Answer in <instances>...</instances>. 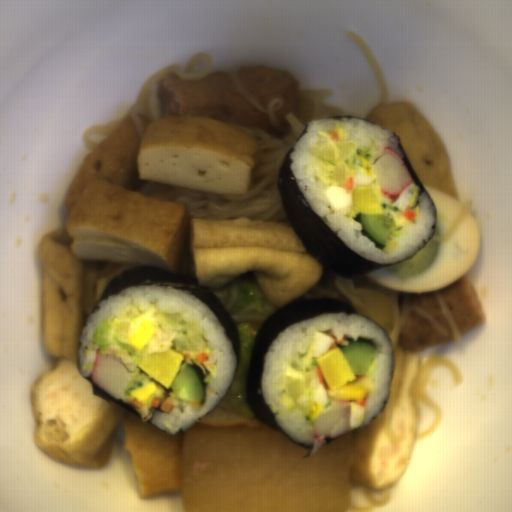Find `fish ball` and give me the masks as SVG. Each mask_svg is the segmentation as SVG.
<instances>
[{"mask_svg": "<svg viewBox=\"0 0 512 512\" xmlns=\"http://www.w3.org/2000/svg\"><path fill=\"white\" fill-rule=\"evenodd\" d=\"M253 132L189 113L149 122L138 147L137 176L193 190L239 195L251 184Z\"/></svg>", "mask_w": 512, "mask_h": 512, "instance_id": "fish-ball-2", "label": "fish ball"}, {"mask_svg": "<svg viewBox=\"0 0 512 512\" xmlns=\"http://www.w3.org/2000/svg\"><path fill=\"white\" fill-rule=\"evenodd\" d=\"M363 289H365V293L358 295V297L361 303L366 306L367 310L359 308L352 301L349 305H352L358 314L369 317L381 325L389 337L394 315L392 297L371 287Z\"/></svg>", "mask_w": 512, "mask_h": 512, "instance_id": "fish-ball-3", "label": "fish ball"}, {"mask_svg": "<svg viewBox=\"0 0 512 512\" xmlns=\"http://www.w3.org/2000/svg\"><path fill=\"white\" fill-rule=\"evenodd\" d=\"M189 223L185 202L126 189L103 177L81 191L66 227L74 259L172 273Z\"/></svg>", "mask_w": 512, "mask_h": 512, "instance_id": "fish-ball-1", "label": "fish ball"}]
</instances>
